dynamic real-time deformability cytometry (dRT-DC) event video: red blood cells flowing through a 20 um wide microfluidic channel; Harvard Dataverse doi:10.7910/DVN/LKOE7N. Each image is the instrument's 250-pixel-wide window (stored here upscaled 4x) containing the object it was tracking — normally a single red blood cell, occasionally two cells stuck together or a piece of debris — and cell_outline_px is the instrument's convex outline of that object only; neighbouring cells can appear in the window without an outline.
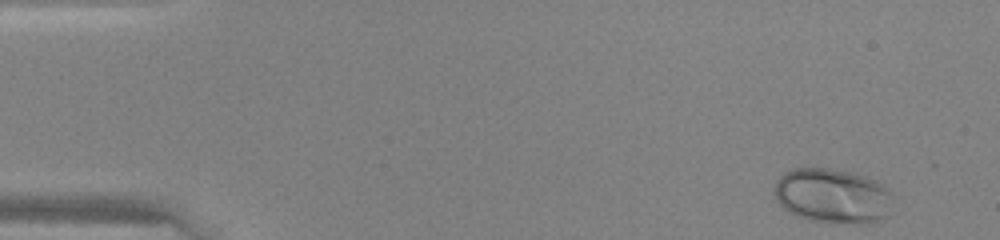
{"species": "human", "species_latin": "Homo sapiens", "temperature_condition": "warm", "stored_images_in_passage": 37, "camera_frame_rate_fps": 3000, "um_per_image_px": 0.085, "donor": {"sex": "female"}, "frame": {"image": 1, "passage_image": 1, "time_ms": 0.0, "image_size_px": [1000, 240], "cell_outline_px": [[892, 196], [888, 216], [868, 224], [832, 224], [808, 220], [784, 208], [776, 200], [776, 180], [784, 172], [792, 168], [828, 168], [856, 172], [876, 180], [884, 184]], "centroid_in_image_um": [70.81, 16.65], "position_along_channel_um": 14.2, "area_um2": 38.38}}
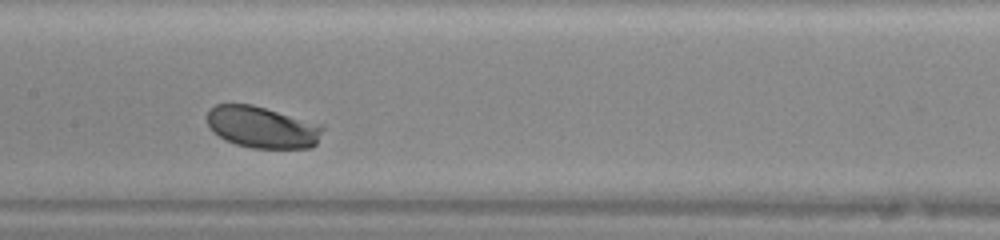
{"frame": {"image": 2, "passage_image": 22, "time_ms": 7.0, "image_size_px": [1000, 240], "cell_outline_px": [[324, 128], [316, 144], [312, 148], [252, 148], [236, 144], [224, 140], [212, 132], [208, 124], [208, 112], [216, 104], [252, 104], [324, 124]], "centroid_in_image_um": [22.32, 10.81], "position_along_channel_um": 185.1, "area_um2": 28.32}}
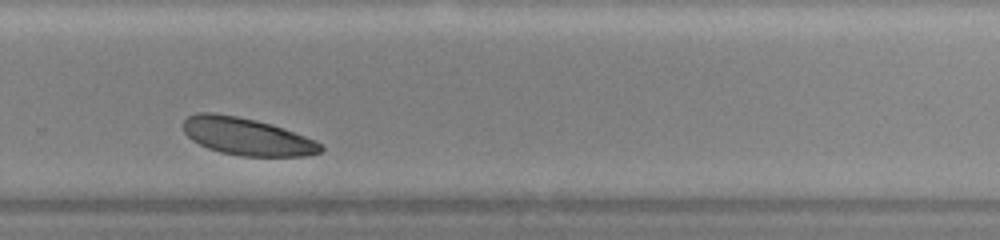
{"frame": {"image": 3, "passage_image": 31, "time_ms": 10.0, "image_size_px": [1000, 240], "cell_outline_px": [[324, 148], [320, 152], [304, 156], [240, 156], [220, 152], [208, 148], [192, 140], [184, 132], [184, 120], [188, 116], [196, 112], [212, 112], [236, 116], [256, 120], [284, 128], [316, 140]], "centroid_in_image_um": [20.97, 11.6], "position_along_channel_um": 308.8, "area_um2": 29.88}}